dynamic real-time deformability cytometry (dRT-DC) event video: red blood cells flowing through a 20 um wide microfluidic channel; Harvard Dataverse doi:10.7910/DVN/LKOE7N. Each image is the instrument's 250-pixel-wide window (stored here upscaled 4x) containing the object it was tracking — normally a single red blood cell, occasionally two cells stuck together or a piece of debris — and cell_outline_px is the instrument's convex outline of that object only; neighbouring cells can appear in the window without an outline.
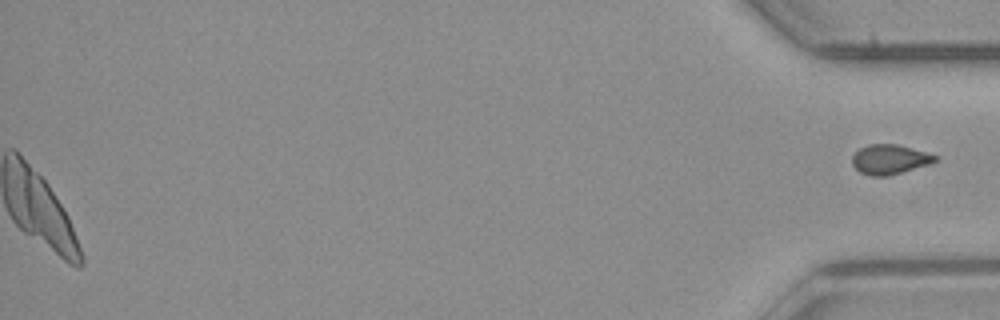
{"species": "common noctule bat (a hibernating species)", "species_latin": "Nyctalus noctula", "temperature_condition": "room temperature", "stored_images_in_passage": 53, "camera_frame_rate_fps": 3000, "um_per_image_px": 0.085, "animal": {"sex": "male", "body_mass_g": 23.1, "forearm_length_mm": 52.7}, "frame": {"image": 1, "passage_image": 53, "time_ms": 17.333, "image_size_px": [1000, 320], "cell_outline_px": [[936, 160], [932, 164], [888, 176], [872, 176], [860, 172], [852, 164], [852, 156], [860, 148], [868, 144], [896, 144], [924, 152], [936, 156]], "centroid_in_image_um": [75.6, 13.56], "position_along_channel_um": 359.6, "area_um2": 14.22}}